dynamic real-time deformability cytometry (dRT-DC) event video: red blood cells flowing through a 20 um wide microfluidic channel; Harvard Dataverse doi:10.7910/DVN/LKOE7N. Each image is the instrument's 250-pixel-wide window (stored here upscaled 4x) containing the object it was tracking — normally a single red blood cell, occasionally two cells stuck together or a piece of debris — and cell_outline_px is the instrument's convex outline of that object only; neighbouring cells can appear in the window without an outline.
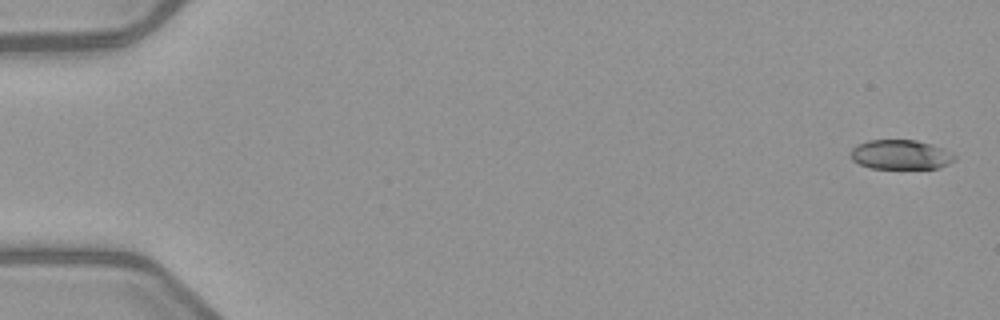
{"species": "common noctule bat (a hibernating species)", "species_latin": "Nyctalus noctula", "temperature_condition": "warm", "stored_images_in_passage": 5, "camera_frame_rate_fps": 3000, "um_per_image_px": 0.085, "animal": {"sex": "female", "body_mass_g": 21.9}, "frame": {"image": 1, "passage_image": 1, "time_ms": 0.0, "image_size_px": [1000, 320], "cell_outline_px": [[956, 160], [940, 168], [872, 168], [860, 164], [852, 160], [852, 148], [856, 144], [868, 140], [916, 140], [932, 144], [944, 148], [952, 152], [956, 156]], "centroid_in_image_um": [76.6, 13.13], "position_along_channel_um": 8.4, "area_um2": 17.98}}
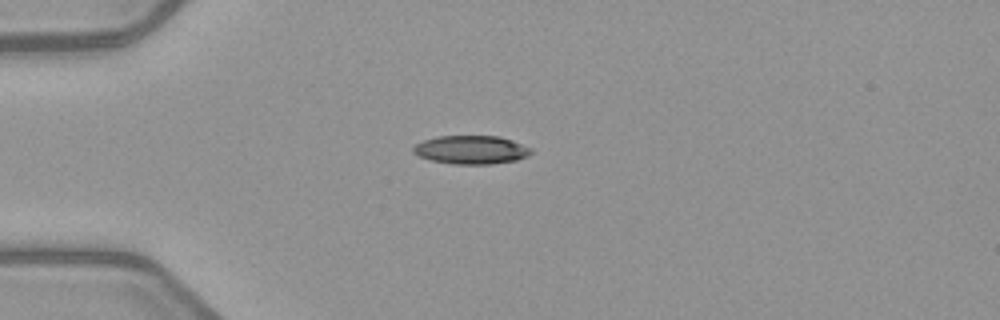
{"frame": {"image": 2, "passage_image": 4, "time_ms": 4.333, "image_size_px": [1000, 320], "cell_outline_px": [[532, 152], [528, 156], [516, 160], [492, 164], [452, 164], [432, 160], [420, 156], [412, 152], [412, 148], [416, 144], [424, 140], [436, 136], [500, 136], [512, 140], [532, 148]], "centroid_in_image_um": [40.07, 12.73], "position_along_channel_um": 44.9, "area_um2": 19.59}}